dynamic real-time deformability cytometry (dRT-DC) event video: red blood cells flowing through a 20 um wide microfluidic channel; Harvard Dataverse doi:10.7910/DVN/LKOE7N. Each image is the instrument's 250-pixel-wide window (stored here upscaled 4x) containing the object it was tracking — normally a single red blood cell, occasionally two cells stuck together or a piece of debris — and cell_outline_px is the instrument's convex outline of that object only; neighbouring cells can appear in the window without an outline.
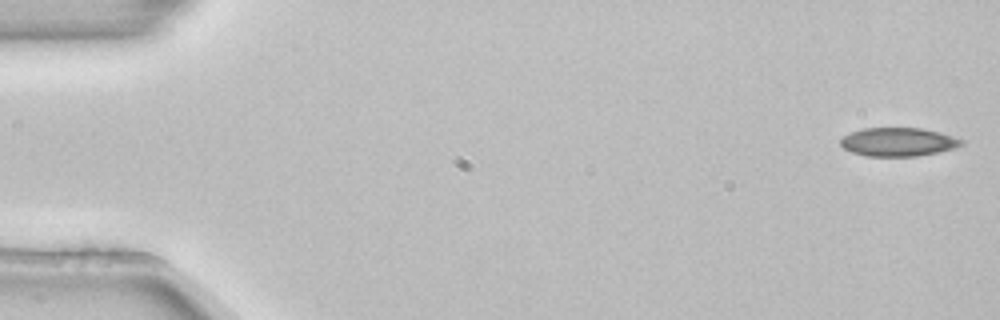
{"species": "common noctule bat (a hibernating species)", "species_latin": "Nyctalus noctula", "temperature_condition": "room temperature", "stored_images_in_passage": 5, "segment_of_instrument_passage": [1, 2], "camera_frame_rate_fps": 3000, "um_per_image_px": 0.085, "animal": {"sex": "female", "body_mass_g": 22.7, "forearm_length_mm": 54.2}, "frame": {"image": 1, "passage_image": 1, "time_ms": 0.0, "image_size_px": [1000, 320], "cell_outline_px": [[964, 144], [956, 148], [916, 156], [868, 156], [852, 152], [844, 148], [840, 144], [840, 140], [844, 136], [852, 132], [864, 128], [924, 128], [940, 132], [964, 140]], "centroid_in_image_um": [76.38, 12.06], "position_along_channel_um": 8.6, "area_um2": 20.06}}
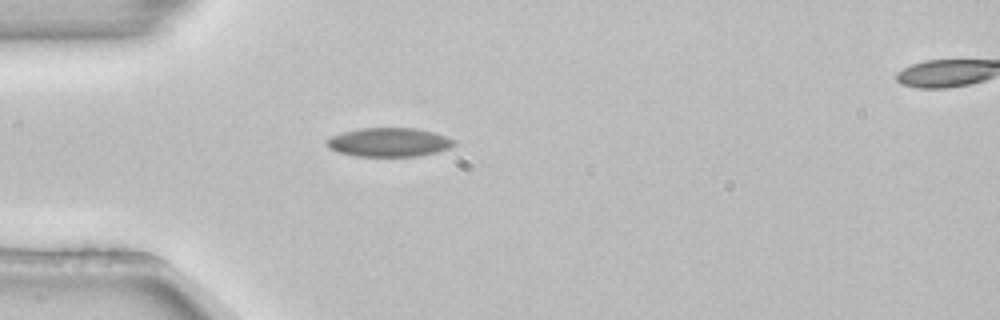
{"frame": {"image": 2, "passage_image": 4, "time_ms": 1.0, "image_size_px": [1000, 320], "cell_outline_px": [[456, 144], [452, 148], [420, 156], [356, 156], [336, 152], [328, 148], [324, 140], [332, 136], [344, 132], [360, 128], [416, 128], [432, 132], [456, 140]], "centroid_in_image_um": [33.06, 12.1], "position_along_channel_um": 51.9, "area_um2": 21.56}}